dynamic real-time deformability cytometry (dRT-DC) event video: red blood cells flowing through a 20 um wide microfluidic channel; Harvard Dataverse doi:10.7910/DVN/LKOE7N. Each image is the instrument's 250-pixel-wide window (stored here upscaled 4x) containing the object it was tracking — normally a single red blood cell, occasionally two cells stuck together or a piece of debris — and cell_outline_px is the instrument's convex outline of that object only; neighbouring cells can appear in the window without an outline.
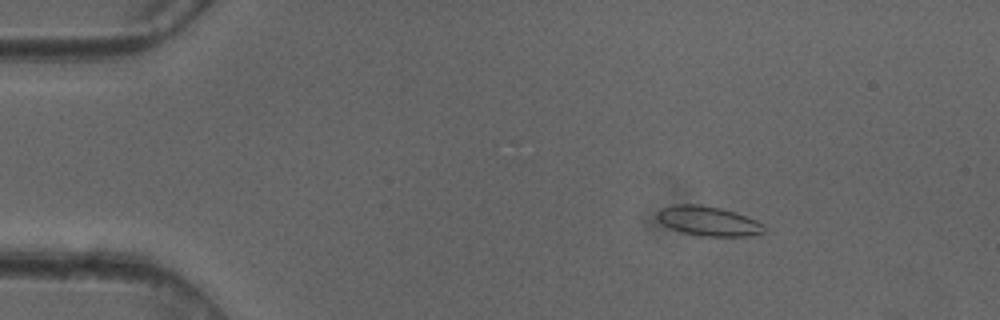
{"species": "common noctule bat (a hibernating species)", "species_latin": "Nyctalus noctula", "temperature_condition": "cold", "stored_images_in_passage": 51, "camera_frame_rate_fps": 3000, "um_per_image_px": 0.085, "animal": {"sex": "female"}, "frame": {"image": 1, "passage_image": 8, "time_ms": 2.333, "image_size_px": [1000, 320], "cell_outline_px": [[764, 232], [752, 236], [704, 236], [684, 232], [672, 228], [664, 224], [656, 216], [656, 212], [660, 208], [676, 204], [700, 204], [720, 208], [736, 212], [756, 220], [764, 224]], "centroid_in_image_um": [60.23, 18.77], "position_along_channel_um": 24.8, "area_um2": 18.32}}
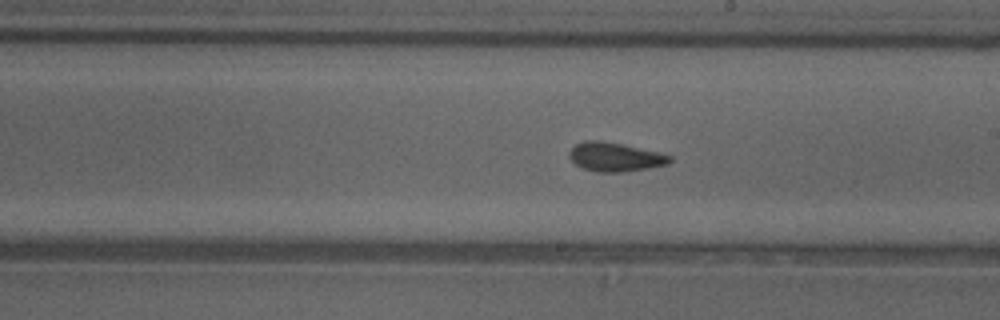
{"frame": {"image": 2, "passage_image": 29, "time_ms": 9.333, "image_size_px": [1000, 320], "cell_outline_px": [[672, 160], [668, 164], [648, 168], [620, 172], [596, 172], [584, 168], [576, 164], [568, 156], [568, 152], [576, 144], [584, 140], [600, 140], [620, 144], [656, 152], [672, 156]], "centroid_in_image_um": [52.25, 13.34], "position_along_channel_um": 236.8, "area_um2": 16.7}}
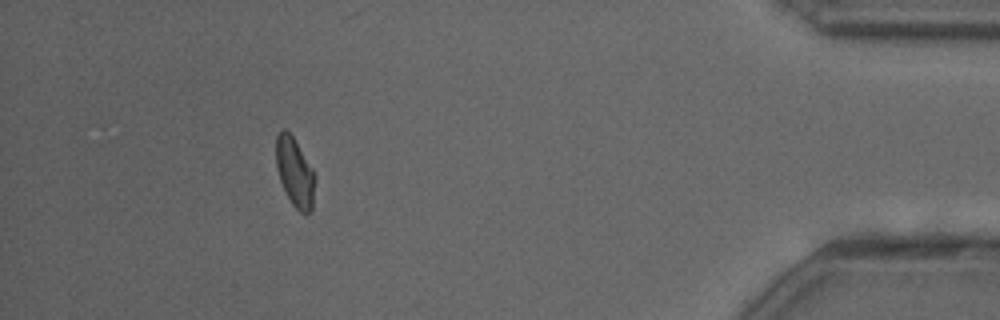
{"frame": {"image": 3, "passage_image": 46, "time_ms": 15.0, "image_size_px": [1000, 320], "cell_outline_px": [[316, 180], [312, 212], [300, 212], [292, 204], [280, 180], [276, 164], [276, 136], [280, 128], [284, 128], [292, 136], [312, 168], [316, 176]], "centroid_in_image_um": [25.07, 14.64], "position_along_channel_um": 410.1, "area_um2": 15.61}, "authors_computed_cell_mechanics": {"area_um2": 16.5886, "velocity_mm_per_s": 4.0838, "shape_relaxation_time_tau1_ms": 4.8415, "shape_relaxation_time_tau2_ms": 1.6294, "deformation_change_tau1": 0.1144, "deformation_change_tau2": 0.0638}}